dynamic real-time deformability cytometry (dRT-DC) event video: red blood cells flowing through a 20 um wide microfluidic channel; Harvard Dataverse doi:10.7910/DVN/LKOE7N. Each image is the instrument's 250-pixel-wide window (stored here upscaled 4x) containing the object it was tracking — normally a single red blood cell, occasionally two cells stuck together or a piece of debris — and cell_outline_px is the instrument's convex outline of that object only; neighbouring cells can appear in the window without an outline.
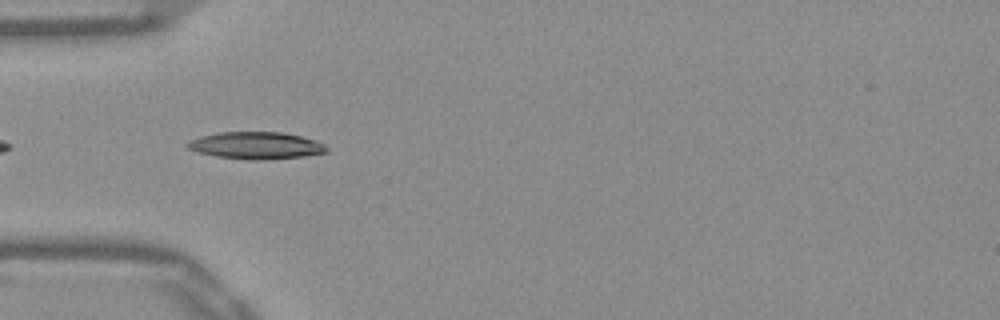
{"species": "Egyptian fruit bat (a non-hibernating species)", "species_latin": "Rousettus aegyptiacus", "temperature_condition": "warm", "stored_images_in_passage": 12, "camera_frame_rate_fps": 3000, "um_per_image_px": 0.085, "frame": {"image": 1, "passage_image": 3, "time_ms": 0.667, "image_size_px": [1000, 320], "cell_outline_px": [[328, 152], [304, 156], [268, 160], [252, 160], [216, 156], [196, 152], [188, 148], [184, 144], [188, 140], [200, 136], [220, 132], [280, 132], [300, 136], [316, 140], [324, 144], [328, 148]], "centroid_in_image_um": [21.74, 12.37], "position_along_channel_um": 63.3, "area_um2": 22.14}}
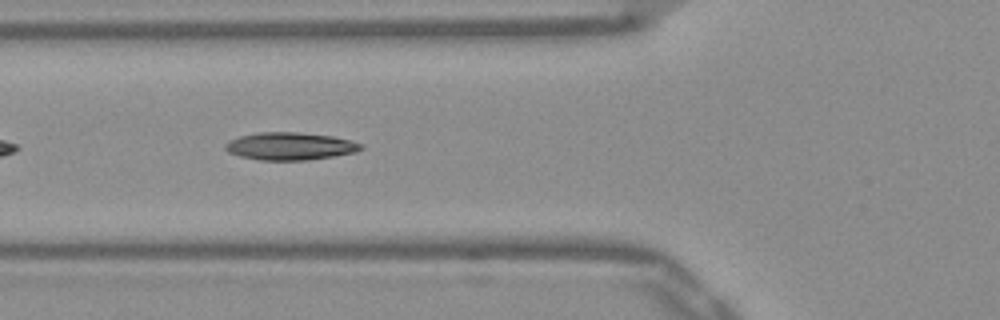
{"frame": {"image": 2, "passage_image": 6, "time_ms": 1.667, "image_size_px": [1000, 320], "cell_outline_px": [[364, 148], [356, 152], [308, 160], [260, 160], [240, 156], [228, 152], [224, 148], [224, 144], [228, 140], [240, 136], [256, 132], [296, 132], [332, 136], [364, 144]], "centroid_in_image_um": [24.63, 12.42], "position_along_channel_um": 101.2, "area_um2": 21.85}}
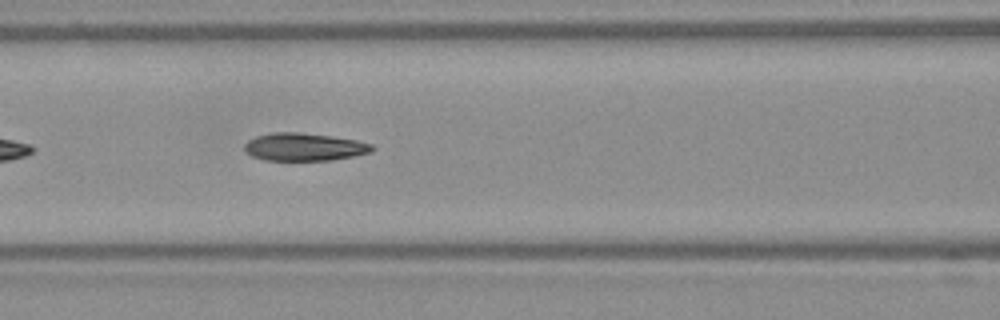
{"frame": {"image": 3, "passage_image": 9, "time_ms": 2.667, "image_size_px": [1000, 320], "cell_outline_px": [[376, 148], [372, 152], [332, 160], [264, 160], [252, 156], [244, 152], [244, 144], [248, 140], [256, 136], [272, 132], [300, 132], [332, 136], [356, 140], [372, 144]], "centroid_in_image_um": [25.84, 12.48], "position_along_channel_um": 140.8, "area_um2": 20.81}}